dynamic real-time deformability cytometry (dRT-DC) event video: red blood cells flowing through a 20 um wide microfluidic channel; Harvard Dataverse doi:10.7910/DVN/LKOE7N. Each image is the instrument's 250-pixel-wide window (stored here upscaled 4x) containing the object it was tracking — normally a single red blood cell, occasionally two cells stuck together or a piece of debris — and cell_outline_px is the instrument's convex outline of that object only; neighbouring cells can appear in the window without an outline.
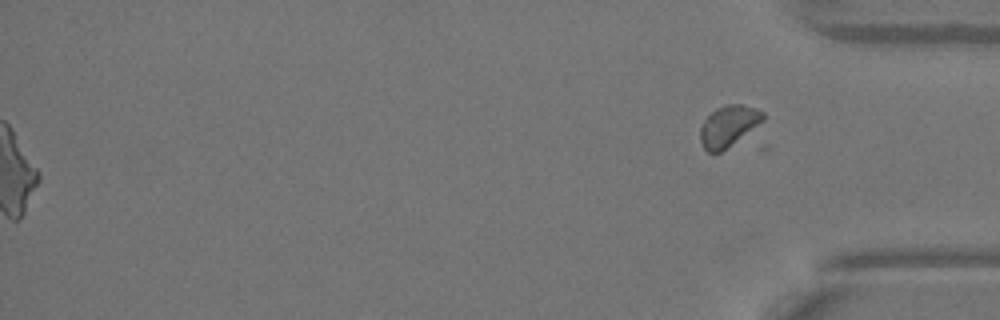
{"species": "Egyptian fruit bat (a non-hibernating species)", "species_latin": "Rousettus aegyptiacus", "temperature_condition": "warm", "stored_images_in_passage": 51, "segment_of_instrument_passage": [2, 2], "camera_frame_rate_fps": 3000, "um_per_image_px": 0.085, "animal": {"sex": "female"}, "frame": {"image": 1, "passage_image": 51, "time_ms": 16.667, "image_size_px": [1000, 320], "cell_outline_px": [[764, 120], [720, 152], [708, 152], [704, 148], [700, 140], [700, 128], [704, 120], [716, 108], [728, 104], [740, 104], [756, 108], [764, 112]], "centroid_in_image_um": [61.91, 10.69], "position_along_channel_um": 373.3, "area_um2": 14.62}}